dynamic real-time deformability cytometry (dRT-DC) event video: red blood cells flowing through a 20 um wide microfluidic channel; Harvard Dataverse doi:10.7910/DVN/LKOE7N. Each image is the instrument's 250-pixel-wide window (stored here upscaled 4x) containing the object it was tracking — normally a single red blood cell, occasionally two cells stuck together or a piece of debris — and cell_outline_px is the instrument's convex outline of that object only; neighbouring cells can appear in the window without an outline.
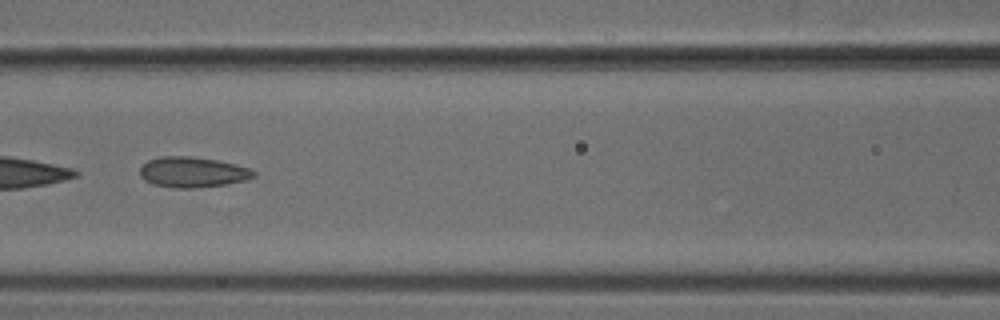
{"species": "common noctule bat (a hibernating species)", "species_latin": "Nyctalus noctula", "temperature_condition": "cold", "stored_images_in_passage": 49, "camera_frame_rate_fps": 3000, "um_per_image_px": 0.085, "animal": {"sex": "male", "body_mass_g": 18.8}, "frame": {"image": 1, "passage_image": 22, "time_ms": 7.0, "image_size_px": [1000, 320], "cell_outline_px": [[256, 176], [244, 180], [228, 184], [200, 188], [176, 188], [152, 184], [144, 180], [140, 176], [140, 168], [148, 160], [160, 156], [188, 156], [216, 160], [236, 164], [252, 168], [256, 172]], "centroid_in_image_um": [16.39, 14.64], "position_along_channel_um": 150.2, "area_um2": 20.4}}
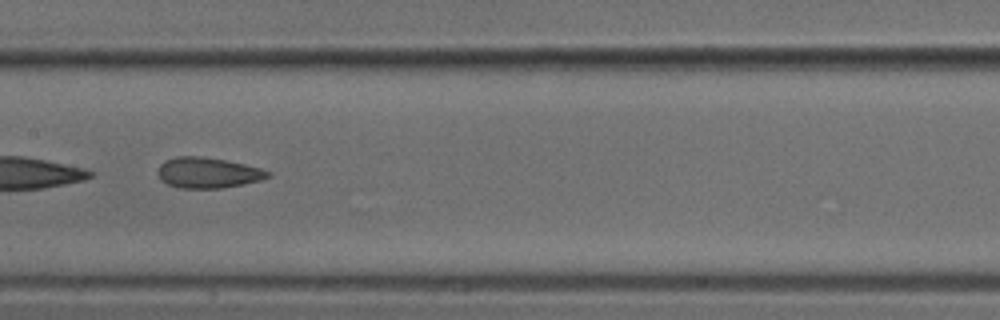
{"frame": {"image": 2, "passage_image": 25, "time_ms": 8.0, "image_size_px": [1000, 320], "cell_outline_px": [[272, 176], [260, 180], [244, 184], [220, 188], [180, 188], [168, 184], [160, 180], [156, 172], [160, 164], [164, 160], [176, 156], [200, 156], [224, 160], [244, 164], [260, 168], [272, 172]], "centroid_in_image_um": [17.65, 14.68], "position_along_channel_um": 189.8, "area_um2": 19.77}}
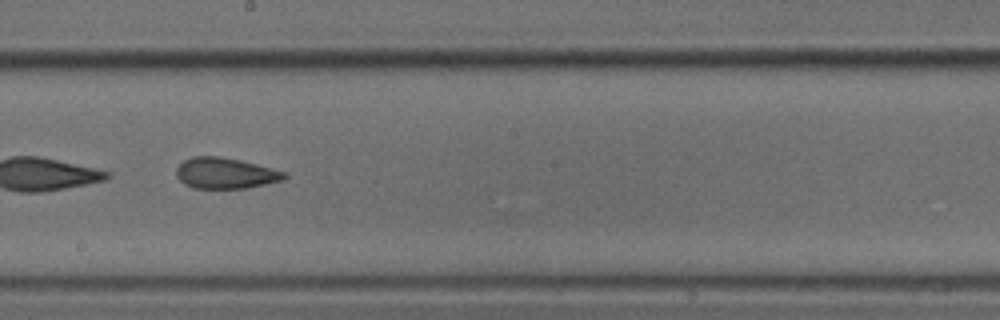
{"frame": {"image": 3, "passage_image": 28, "time_ms": 9.0, "image_size_px": [1000, 320], "cell_outline_px": [[288, 176], [284, 180], [248, 188], [192, 188], [184, 184], [176, 176], [176, 168], [184, 160], [192, 156], [216, 156], [240, 160], [288, 172]], "centroid_in_image_um": [19.17, 14.72], "position_along_channel_um": 229.0, "area_um2": 19.59}}